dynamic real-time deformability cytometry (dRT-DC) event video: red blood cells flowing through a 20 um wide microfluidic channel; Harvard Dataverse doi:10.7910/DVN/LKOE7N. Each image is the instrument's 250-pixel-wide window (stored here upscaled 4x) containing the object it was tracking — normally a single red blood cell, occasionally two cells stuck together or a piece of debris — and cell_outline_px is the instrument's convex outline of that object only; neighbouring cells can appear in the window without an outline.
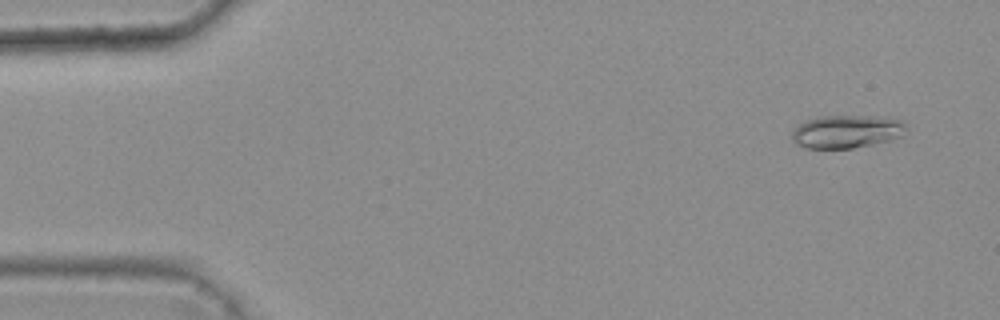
{"species": "common noctule bat (a hibernating species)", "species_latin": "Nyctalus noctula", "temperature_condition": "warm", "stored_images_in_passage": 10, "camera_frame_rate_fps": 3000, "um_per_image_px": 0.085, "animal": {"sex": "female", "body_mass_g": 25.1}, "frame": {"image": 1, "passage_image": 2, "time_ms": 0.333, "image_size_px": [1000, 320], "cell_outline_px": [[908, 128], [900, 136], [892, 140], [852, 148], [808, 148], [796, 144], [792, 140], [792, 132], [804, 120], [820, 116], [872, 116], [904, 120]], "centroid_in_image_um": [71.98, 11.17], "position_along_channel_um": 13.0, "area_um2": 22.02}}
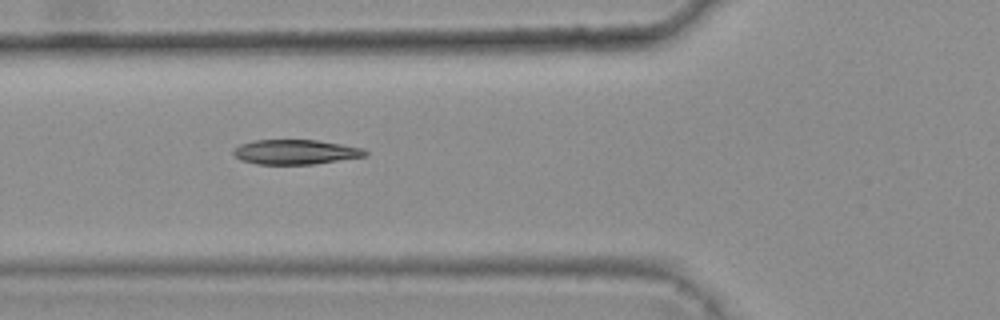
{"frame": {"image": 2, "passage_image": 6, "time_ms": 1.667, "image_size_px": [1000, 320], "cell_outline_px": [[368, 156], [316, 164], [256, 164], [240, 160], [232, 152], [240, 144], [252, 140], [316, 140], [364, 148], [368, 152]], "centroid_in_image_um": [25.14, 12.92], "position_along_channel_um": 100.7, "area_um2": 19.07}}
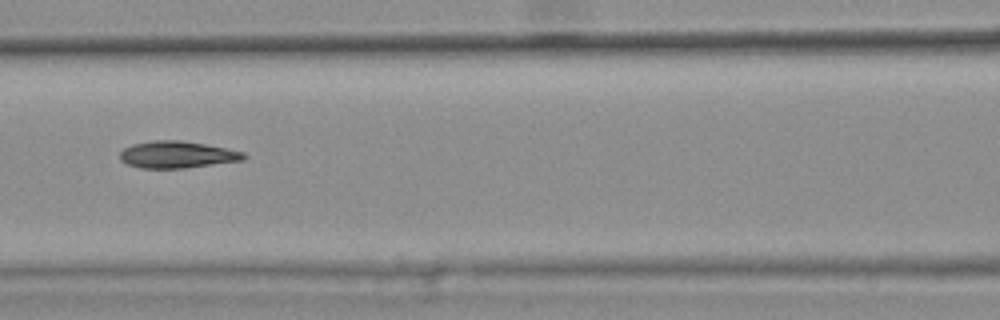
{"frame": {"image": 3, "passage_image": 7, "time_ms": 2.0, "image_size_px": [1000, 320], "cell_outline_px": [[248, 156], [244, 160], [184, 168], [140, 168], [128, 164], [120, 160], [120, 152], [124, 148], [132, 144], [152, 140], [180, 140], [204, 144], [244, 152]], "centroid_in_image_um": [15.04, 13.14], "position_along_channel_um": 151.6, "area_um2": 19.36}}